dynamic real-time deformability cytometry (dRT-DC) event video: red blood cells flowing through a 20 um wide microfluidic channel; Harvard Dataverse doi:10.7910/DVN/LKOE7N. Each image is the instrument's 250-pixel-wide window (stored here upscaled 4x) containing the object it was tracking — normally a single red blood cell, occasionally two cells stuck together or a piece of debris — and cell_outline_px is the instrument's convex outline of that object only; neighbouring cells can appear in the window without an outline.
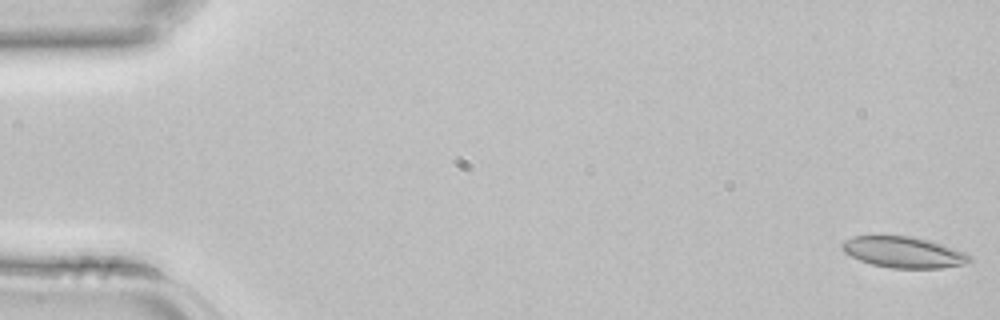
{"species": "common noctule bat (a hibernating species)", "species_latin": "Nyctalus noctula", "temperature_condition": "room temperature", "stored_images_in_passage": 43, "camera_frame_rate_fps": 3000, "um_per_image_px": 0.085, "animal": {"sex": "female", "body_mass_g": 22.7, "forearm_length_mm": 54.2}, "frame": {"image": 1, "passage_image": 1, "time_ms": 0.0, "image_size_px": [1000, 320], "cell_outline_px": [[972, 260], [964, 264], [940, 268], [892, 268], [872, 264], [860, 260], [844, 252], [840, 248], [852, 236], [876, 232], [884, 232], [912, 236], [932, 240], [964, 252], [972, 256]], "centroid_in_image_um": [76.77, 21.37], "position_along_channel_um": 8.2, "area_um2": 23.93}}
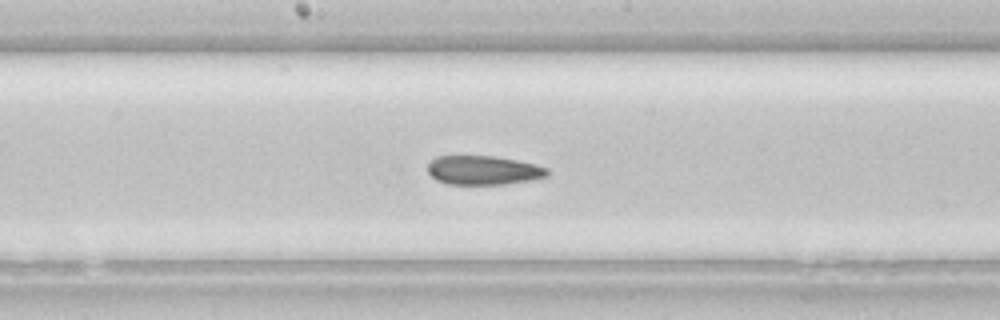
{"frame": {"image": 2, "passage_image": 23, "time_ms": 7.333, "image_size_px": [1000, 320], "cell_outline_px": [[548, 176], [532, 180], [504, 184], [448, 184], [436, 180], [428, 172], [428, 164], [436, 156], [496, 156], [536, 164], [548, 168]], "centroid_in_image_um": [41.1, 14.47], "position_along_channel_um": 207.1, "area_um2": 20.29}}
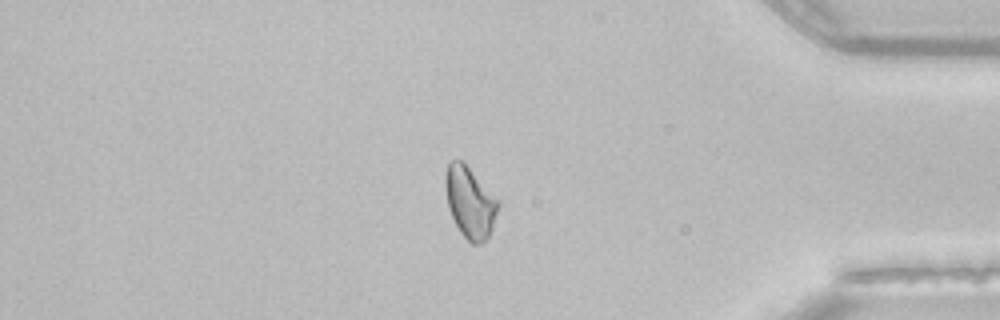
{"frame": {"image": 3, "passage_image": 37, "time_ms": 12.0, "image_size_px": [1000, 320], "cell_outline_px": [[500, 204], [492, 228], [488, 236], [480, 244], [472, 244], [460, 232], [448, 208], [444, 184], [444, 172], [448, 164], [452, 160], [464, 160], [500, 200]], "centroid_in_image_um": [39.95, 17.13], "position_along_channel_um": 395.3, "area_um2": 22.31}}